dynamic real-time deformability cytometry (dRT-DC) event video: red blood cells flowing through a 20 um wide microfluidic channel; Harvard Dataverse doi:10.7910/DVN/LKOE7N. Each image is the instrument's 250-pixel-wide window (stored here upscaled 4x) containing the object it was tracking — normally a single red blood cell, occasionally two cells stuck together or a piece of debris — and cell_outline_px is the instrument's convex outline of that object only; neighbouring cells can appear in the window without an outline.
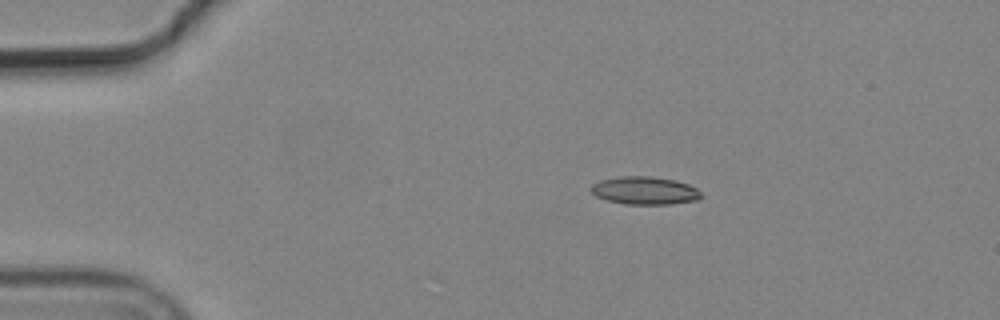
{"species": "common noctule bat (a hibernating species)", "species_latin": "Nyctalus noctula", "temperature_condition": "cold", "stored_images_in_passage": 4, "camera_frame_rate_fps": 3000, "um_per_image_px": 0.085, "animal": {"sex": "male", "body_mass_g": 19.2, "forearm_length_mm": 51.8}, "frame": {"image": 1, "passage_image": 3, "time_ms": 0.667, "image_size_px": [1000, 320], "cell_outline_px": [[704, 196], [700, 200], [672, 204], [624, 204], [608, 200], [596, 196], [588, 188], [592, 184], [600, 180], [620, 176], [648, 176], [676, 180], [688, 184], [696, 188]], "centroid_in_image_um": [54.82, 16.2], "position_along_channel_um": 30.2, "area_um2": 18.09}}